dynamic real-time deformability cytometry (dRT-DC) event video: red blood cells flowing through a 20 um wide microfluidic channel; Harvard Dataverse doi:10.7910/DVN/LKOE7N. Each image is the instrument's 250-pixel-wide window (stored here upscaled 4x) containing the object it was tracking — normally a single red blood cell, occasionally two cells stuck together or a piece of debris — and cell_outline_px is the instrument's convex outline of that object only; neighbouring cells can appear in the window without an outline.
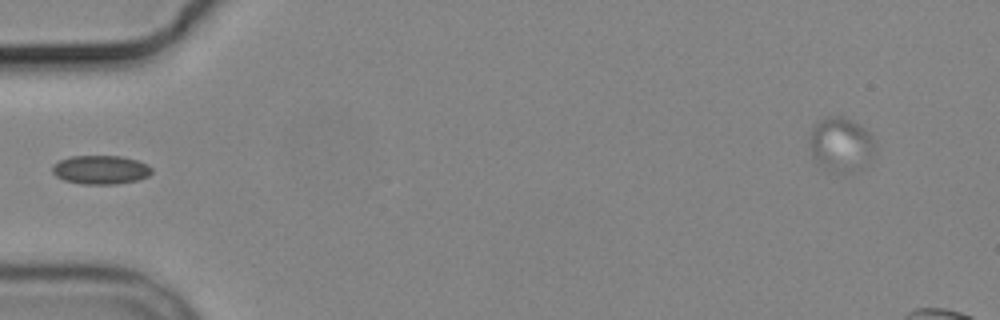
{"species": "common noctule bat (a hibernating species)", "species_latin": "Nyctalus noctula", "temperature_condition": "cold", "stored_images_in_passage": 4, "segment_of_instrument_passage": [2, 2], "camera_frame_rate_fps": 3000, "um_per_image_px": 0.085, "animal": {"sex": "male", "body_mass_g": 19.2, "forearm_length_mm": 51.8}, "frame": {"image": 1, "passage_image": 4, "time_ms": 3.333, "image_size_px": [1000, 320], "cell_outline_px": [[152, 172], [148, 176], [136, 180], [116, 184], [80, 184], [64, 180], [56, 176], [52, 172], [52, 168], [60, 160], [72, 156], [120, 156], [136, 160], [148, 164], [152, 168]], "centroid_in_image_um": [8.57, 14.43], "position_along_channel_um": 76.4, "area_um2": 16.59}}